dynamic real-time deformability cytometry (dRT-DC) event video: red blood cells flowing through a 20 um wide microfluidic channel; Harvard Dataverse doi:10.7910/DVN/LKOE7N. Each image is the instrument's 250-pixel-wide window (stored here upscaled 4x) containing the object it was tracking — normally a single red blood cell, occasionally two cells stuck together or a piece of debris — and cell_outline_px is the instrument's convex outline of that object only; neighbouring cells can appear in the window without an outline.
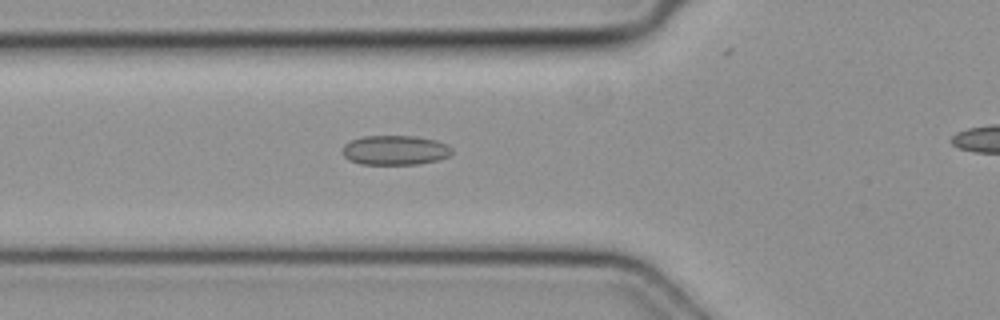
{"species": "common noctule bat (a hibernating species)", "species_latin": "Nyctalus noctula", "temperature_condition": "cold", "stored_images_in_passage": 27, "camera_frame_rate_fps": 3000, "um_per_image_px": 0.085, "animal": {"sex": "female", "body_mass_g": 19.3, "forearm_length_mm": 54.1}, "frame": {"image": 1, "passage_image": 3, "time_ms": 0.667, "image_size_px": [1000, 320], "cell_outline_px": [[452, 152], [448, 156], [436, 160], [420, 164], [360, 164], [348, 160], [340, 152], [344, 144], [352, 140], [364, 136], [416, 136], [436, 140], [448, 144], [452, 148]], "centroid_in_image_um": [33.56, 12.76], "position_along_channel_um": 92.2, "area_um2": 19.02}}
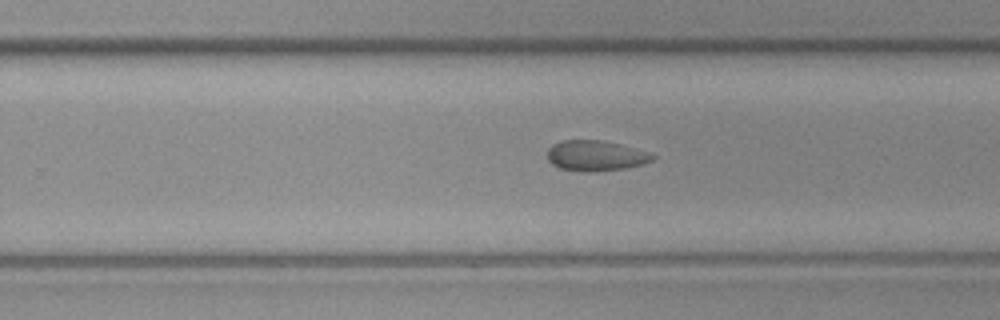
{"frame": {"image": 2, "passage_image": 17, "time_ms": 5.333, "image_size_px": [1000, 320], "cell_outline_px": [[656, 156], [652, 160], [644, 164], [624, 168], [588, 172], [584, 172], [560, 168], [552, 164], [548, 160], [548, 148], [552, 144], [564, 140], [600, 140], [620, 144], [652, 152]], "centroid_in_image_um": [50.65, 13.23], "position_along_channel_um": 279.1, "area_um2": 18.73}}
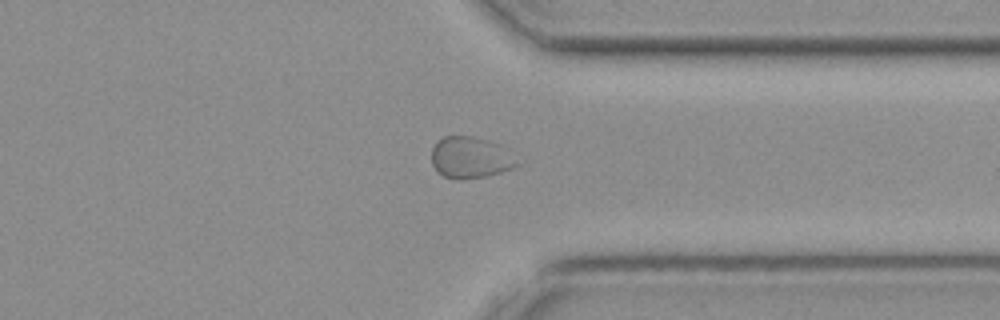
{"frame": {"image": 3, "passage_image": 24, "time_ms": 7.667, "image_size_px": [1000, 320], "cell_outline_px": [[520, 164], [512, 168], [488, 176], [464, 180], [452, 180], [436, 172], [432, 164], [432, 148], [444, 136], [472, 136], [488, 140], [496, 144]], "centroid_in_image_um": [39.91, 13.43], "position_along_channel_um": 371.5, "area_um2": 20.4}}